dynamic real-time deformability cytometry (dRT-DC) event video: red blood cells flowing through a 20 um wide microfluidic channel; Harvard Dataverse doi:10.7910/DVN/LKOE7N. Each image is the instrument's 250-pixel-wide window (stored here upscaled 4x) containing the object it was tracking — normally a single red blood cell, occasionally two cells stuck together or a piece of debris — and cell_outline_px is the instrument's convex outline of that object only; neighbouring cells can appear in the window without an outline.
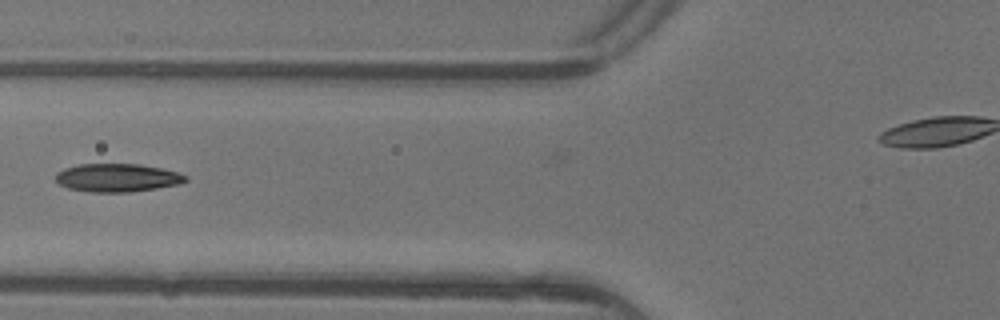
{"species": "common noctule bat (a hibernating species)", "species_latin": "Nyctalus noctula", "temperature_condition": "warm", "stored_images_in_passage": 3, "camera_frame_rate_fps": 3000, "um_per_image_px": 0.085, "animal": {"sex": "female"}, "frame": {"image": 1, "passage_image": 3, "time_ms": 0.667, "image_size_px": [1000, 320], "cell_outline_px": [[188, 180], [180, 184], [156, 188], [128, 192], [92, 192], [68, 188], [60, 184], [56, 180], [56, 172], [64, 168], [76, 164], [140, 164], [160, 168], [176, 172], [188, 176]], "centroid_in_image_um": [9.96, 15.1], "position_along_channel_um": 115.8, "area_um2": 21.33}}